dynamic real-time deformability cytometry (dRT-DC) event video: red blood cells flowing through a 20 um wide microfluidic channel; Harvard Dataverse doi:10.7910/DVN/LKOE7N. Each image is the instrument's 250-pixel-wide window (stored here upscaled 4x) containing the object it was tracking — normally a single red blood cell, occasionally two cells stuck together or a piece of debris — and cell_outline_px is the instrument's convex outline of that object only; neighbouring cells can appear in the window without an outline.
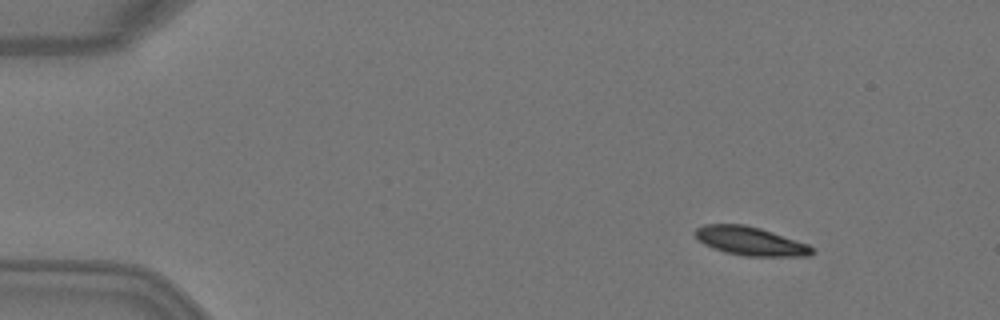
{"species": "Egyptian fruit bat (a non-hibernating species)", "species_latin": "Rousettus aegyptiacus", "temperature_condition": "warm", "stored_images_in_passage": 6, "camera_frame_rate_fps": 3000, "um_per_image_px": 0.085, "animal": {"sex": "female"}, "frame": {"image": 1, "passage_image": 1, "time_ms": 0.0, "image_size_px": [1000, 320], "cell_outline_px": [[816, 252], [808, 256], [744, 256], [724, 252], [712, 248], [704, 244], [692, 232], [696, 228], [704, 224], [744, 224], [760, 228], [808, 244]], "centroid_in_image_um": [63.76, 20.49], "position_along_channel_um": 21.2, "area_um2": 19.54}}
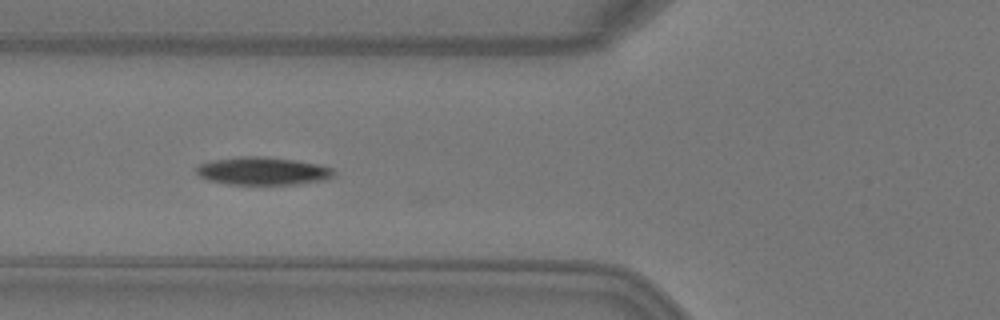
{"frame": {"image": 2, "passage_image": 4, "time_ms": 1.0, "image_size_px": [1000, 320], "cell_outline_px": [[336, 176], [324, 180], [296, 184], [228, 184], [208, 180], [200, 176], [196, 172], [196, 168], [200, 164], [212, 160], [240, 156], [260, 156], [296, 160], [320, 164], [332, 168], [336, 172]], "centroid_in_image_um": [22.37, 14.53], "position_along_channel_um": 103.4, "area_um2": 22.43}}